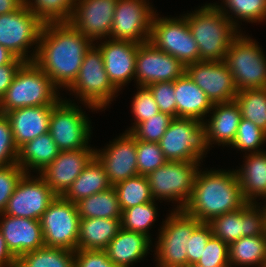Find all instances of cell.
<instances>
[{"instance_id": "6da1fadb", "label": "cell", "mask_w": 266, "mask_h": 267, "mask_svg": "<svg viewBox=\"0 0 266 267\" xmlns=\"http://www.w3.org/2000/svg\"><path fill=\"white\" fill-rule=\"evenodd\" d=\"M93 44L69 22L44 24L34 63L59 89L66 90L77 78Z\"/></svg>"}, {"instance_id": "7a4b0ae2", "label": "cell", "mask_w": 266, "mask_h": 267, "mask_svg": "<svg viewBox=\"0 0 266 267\" xmlns=\"http://www.w3.org/2000/svg\"><path fill=\"white\" fill-rule=\"evenodd\" d=\"M201 167L196 172L191 198L183 209L188 215L207 223L247 203L234 169L203 170Z\"/></svg>"}, {"instance_id": "3957f363", "label": "cell", "mask_w": 266, "mask_h": 267, "mask_svg": "<svg viewBox=\"0 0 266 267\" xmlns=\"http://www.w3.org/2000/svg\"><path fill=\"white\" fill-rule=\"evenodd\" d=\"M190 31L198 44L199 61H222L231 42L241 33L214 3L186 13Z\"/></svg>"}, {"instance_id": "277c9868", "label": "cell", "mask_w": 266, "mask_h": 267, "mask_svg": "<svg viewBox=\"0 0 266 267\" xmlns=\"http://www.w3.org/2000/svg\"><path fill=\"white\" fill-rule=\"evenodd\" d=\"M59 91L34 61L24 62L0 100V113L30 106L55 105L62 98Z\"/></svg>"}, {"instance_id": "5b68a950", "label": "cell", "mask_w": 266, "mask_h": 267, "mask_svg": "<svg viewBox=\"0 0 266 267\" xmlns=\"http://www.w3.org/2000/svg\"><path fill=\"white\" fill-rule=\"evenodd\" d=\"M78 103L87 109L99 112L106 109L118 96V90L110 82L104 68L103 56L100 49L93 44L86 52L83 63L75 81L66 89ZM115 97V98H114Z\"/></svg>"}, {"instance_id": "8992f818", "label": "cell", "mask_w": 266, "mask_h": 267, "mask_svg": "<svg viewBox=\"0 0 266 267\" xmlns=\"http://www.w3.org/2000/svg\"><path fill=\"white\" fill-rule=\"evenodd\" d=\"M223 61L238 91L266 88V55L250 36L241 32L231 42Z\"/></svg>"}, {"instance_id": "52a82bcc", "label": "cell", "mask_w": 266, "mask_h": 267, "mask_svg": "<svg viewBox=\"0 0 266 267\" xmlns=\"http://www.w3.org/2000/svg\"><path fill=\"white\" fill-rule=\"evenodd\" d=\"M201 223L184 210L172 209L158 229L153 250L156 263L162 266L188 267V239Z\"/></svg>"}, {"instance_id": "ba28073f", "label": "cell", "mask_w": 266, "mask_h": 267, "mask_svg": "<svg viewBox=\"0 0 266 267\" xmlns=\"http://www.w3.org/2000/svg\"><path fill=\"white\" fill-rule=\"evenodd\" d=\"M43 26L44 23L23 4L13 12L0 15V45L16 58L33 62Z\"/></svg>"}, {"instance_id": "9c48e42d", "label": "cell", "mask_w": 266, "mask_h": 267, "mask_svg": "<svg viewBox=\"0 0 266 267\" xmlns=\"http://www.w3.org/2000/svg\"><path fill=\"white\" fill-rule=\"evenodd\" d=\"M168 161L203 162L210 150L203 122L190 118H173L159 141Z\"/></svg>"}, {"instance_id": "30bf717a", "label": "cell", "mask_w": 266, "mask_h": 267, "mask_svg": "<svg viewBox=\"0 0 266 267\" xmlns=\"http://www.w3.org/2000/svg\"><path fill=\"white\" fill-rule=\"evenodd\" d=\"M201 162L167 161L147 175L154 200L172 201L173 210H183L189 202L196 172Z\"/></svg>"}, {"instance_id": "8fae6325", "label": "cell", "mask_w": 266, "mask_h": 267, "mask_svg": "<svg viewBox=\"0 0 266 267\" xmlns=\"http://www.w3.org/2000/svg\"><path fill=\"white\" fill-rule=\"evenodd\" d=\"M71 99L61 98L53 107L49 132L60 151L88 148L92 135L91 121L84 109ZM82 109V110H81Z\"/></svg>"}, {"instance_id": "7c38bea8", "label": "cell", "mask_w": 266, "mask_h": 267, "mask_svg": "<svg viewBox=\"0 0 266 267\" xmlns=\"http://www.w3.org/2000/svg\"><path fill=\"white\" fill-rule=\"evenodd\" d=\"M158 15H160L158 12L154 14L149 41L157 49L177 58L185 66L198 62V44L190 31L186 15L177 17Z\"/></svg>"}, {"instance_id": "4fadbf2b", "label": "cell", "mask_w": 266, "mask_h": 267, "mask_svg": "<svg viewBox=\"0 0 266 267\" xmlns=\"http://www.w3.org/2000/svg\"><path fill=\"white\" fill-rule=\"evenodd\" d=\"M80 216L76 204L56 196L40 218L44 246L77 250Z\"/></svg>"}, {"instance_id": "5bb4252c", "label": "cell", "mask_w": 266, "mask_h": 267, "mask_svg": "<svg viewBox=\"0 0 266 267\" xmlns=\"http://www.w3.org/2000/svg\"><path fill=\"white\" fill-rule=\"evenodd\" d=\"M262 203H246L236 211L212 218L207 222L212 235L229 245L243 236L266 234V208Z\"/></svg>"}, {"instance_id": "9a60e30c", "label": "cell", "mask_w": 266, "mask_h": 267, "mask_svg": "<svg viewBox=\"0 0 266 267\" xmlns=\"http://www.w3.org/2000/svg\"><path fill=\"white\" fill-rule=\"evenodd\" d=\"M149 0H117L111 33L108 38L149 41L151 23L157 12Z\"/></svg>"}, {"instance_id": "2e32d148", "label": "cell", "mask_w": 266, "mask_h": 267, "mask_svg": "<svg viewBox=\"0 0 266 267\" xmlns=\"http://www.w3.org/2000/svg\"><path fill=\"white\" fill-rule=\"evenodd\" d=\"M56 196L39 174L33 176L25 173L9 198L3 214L40 220Z\"/></svg>"}, {"instance_id": "e0dca14e", "label": "cell", "mask_w": 266, "mask_h": 267, "mask_svg": "<svg viewBox=\"0 0 266 267\" xmlns=\"http://www.w3.org/2000/svg\"><path fill=\"white\" fill-rule=\"evenodd\" d=\"M185 72L186 66L181 61L157 49L150 41L139 44L134 78L137 86L175 81Z\"/></svg>"}, {"instance_id": "ac0fdd59", "label": "cell", "mask_w": 266, "mask_h": 267, "mask_svg": "<svg viewBox=\"0 0 266 267\" xmlns=\"http://www.w3.org/2000/svg\"><path fill=\"white\" fill-rule=\"evenodd\" d=\"M100 149L95 148V157L104 166L112 186L138 175L136 139L130 132L124 131Z\"/></svg>"}, {"instance_id": "d6986e66", "label": "cell", "mask_w": 266, "mask_h": 267, "mask_svg": "<svg viewBox=\"0 0 266 267\" xmlns=\"http://www.w3.org/2000/svg\"><path fill=\"white\" fill-rule=\"evenodd\" d=\"M189 78L214 103L233 101L238 90L231 71L224 61H198L186 65Z\"/></svg>"}, {"instance_id": "ffe728a7", "label": "cell", "mask_w": 266, "mask_h": 267, "mask_svg": "<svg viewBox=\"0 0 266 267\" xmlns=\"http://www.w3.org/2000/svg\"><path fill=\"white\" fill-rule=\"evenodd\" d=\"M99 41L94 44L102 53L110 82L120 92L135 78L136 56L140 43L111 38Z\"/></svg>"}, {"instance_id": "44dd1931", "label": "cell", "mask_w": 266, "mask_h": 267, "mask_svg": "<svg viewBox=\"0 0 266 267\" xmlns=\"http://www.w3.org/2000/svg\"><path fill=\"white\" fill-rule=\"evenodd\" d=\"M117 0H76L69 23L93 42L110 36Z\"/></svg>"}, {"instance_id": "7402d4cb", "label": "cell", "mask_w": 266, "mask_h": 267, "mask_svg": "<svg viewBox=\"0 0 266 267\" xmlns=\"http://www.w3.org/2000/svg\"><path fill=\"white\" fill-rule=\"evenodd\" d=\"M94 157L95 147L91 146L73 151H60L38 174L57 196H62Z\"/></svg>"}, {"instance_id": "603a6c76", "label": "cell", "mask_w": 266, "mask_h": 267, "mask_svg": "<svg viewBox=\"0 0 266 267\" xmlns=\"http://www.w3.org/2000/svg\"><path fill=\"white\" fill-rule=\"evenodd\" d=\"M0 230L8 249L16 258L44 246L40 220L1 213Z\"/></svg>"}, {"instance_id": "cb8c5ba5", "label": "cell", "mask_w": 266, "mask_h": 267, "mask_svg": "<svg viewBox=\"0 0 266 267\" xmlns=\"http://www.w3.org/2000/svg\"><path fill=\"white\" fill-rule=\"evenodd\" d=\"M210 117L204 120L206 140L209 149L213 144L221 147H230L236 138L238 126L242 118L240 108L235 100L214 103Z\"/></svg>"}, {"instance_id": "d4e9b609", "label": "cell", "mask_w": 266, "mask_h": 267, "mask_svg": "<svg viewBox=\"0 0 266 267\" xmlns=\"http://www.w3.org/2000/svg\"><path fill=\"white\" fill-rule=\"evenodd\" d=\"M53 107L54 105L30 106L18 108L5 114L10 121L17 148L49 132Z\"/></svg>"}, {"instance_id": "484cf974", "label": "cell", "mask_w": 266, "mask_h": 267, "mask_svg": "<svg viewBox=\"0 0 266 267\" xmlns=\"http://www.w3.org/2000/svg\"><path fill=\"white\" fill-rule=\"evenodd\" d=\"M152 245V240L145 234L121 228L105 251L117 267H131L146 258L149 251L153 252Z\"/></svg>"}, {"instance_id": "4316f807", "label": "cell", "mask_w": 266, "mask_h": 267, "mask_svg": "<svg viewBox=\"0 0 266 267\" xmlns=\"http://www.w3.org/2000/svg\"><path fill=\"white\" fill-rule=\"evenodd\" d=\"M174 89L176 117L204 122L213 107L205 92L186 73L174 81Z\"/></svg>"}, {"instance_id": "83f0119b", "label": "cell", "mask_w": 266, "mask_h": 267, "mask_svg": "<svg viewBox=\"0 0 266 267\" xmlns=\"http://www.w3.org/2000/svg\"><path fill=\"white\" fill-rule=\"evenodd\" d=\"M241 167L234 169L247 203L266 200V151L248 153L243 156ZM258 198V199H257ZM257 199V200H256Z\"/></svg>"}, {"instance_id": "f1b7e54d", "label": "cell", "mask_w": 266, "mask_h": 267, "mask_svg": "<svg viewBox=\"0 0 266 267\" xmlns=\"http://www.w3.org/2000/svg\"><path fill=\"white\" fill-rule=\"evenodd\" d=\"M60 153V149L51 137L44 133L18 148L17 164L25 173L38 174L49 165Z\"/></svg>"}, {"instance_id": "f546056e", "label": "cell", "mask_w": 266, "mask_h": 267, "mask_svg": "<svg viewBox=\"0 0 266 267\" xmlns=\"http://www.w3.org/2000/svg\"><path fill=\"white\" fill-rule=\"evenodd\" d=\"M121 229V219L81 218L77 249L105 250Z\"/></svg>"}, {"instance_id": "4dcf8cb0", "label": "cell", "mask_w": 266, "mask_h": 267, "mask_svg": "<svg viewBox=\"0 0 266 267\" xmlns=\"http://www.w3.org/2000/svg\"><path fill=\"white\" fill-rule=\"evenodd\" d=\"M104 166L94 157L62 197L73 203L111 188Z\"/></svg>"}, {"instance_id": "1f68e13d", "label": "cell", "mask_w": 266, "mask_h": 267, "mask_svg": "<svg viewBox=\"0 0 266 267\" xmlns=\"http://www.w3.org/2000/svg\"><path fill=\"white\" fill-rule=\"evenodd\" d=\"M228 251L230 267H266V234L243 236Z\"/></svg>"}, {"instance_id": "d6a6232c", "label": "cell", "mask_w": 266, "mask_h": 267, "mask_svg": "<svg viewBox=\"0 0 266 267\" xmlns=\"http://www.w3.org/2000/svg\"><path fill=\"white\" fill-rule=\"evenodd\" d=\"M80 218L121 219L122 210L113 186L75 203Z\"/></svg>"}, {"instance_id": "836d02e7", "label": "cell", "mask_w": 266, "mask_h": 267, "mask_svg": "<svg viewBox=\"0 0 266 267\" xmlns=\"http://www.w3.org/2000/svg\"><path fill=\"white\" fill-rule=\"evenodd\" d=\"M214 5L240 32L242 20L253 24L266 22V0H221V4L214 2Z\"/></svg>"}, {"instance_id": "e575fe53", "label": "cell", "mask_w": 266, "mask_h": 267, "mask_svg": "<svg viewBox=\"0 0 266 267\" xmlns=\"http://www.w3.org/2000/svg\"><path fill=\"white\" fill-rule=\"evenodd\" d=\"M16 267H74V251L43 246L19 256Z\"/></svg>"}, {"instance_id": "d590c367", "label": "cell", "mask_w": 266, "mask_h": 267, "mask_svg": "<svg viewBox=\"0 0 266 267\" xmlns=\"http://www.w3.org/2000/svg\"><path fill=\"white\" fill-rule=\"evenodd\" d=\"M121 210L154 201L146 176L136 175L113 186Z\"/></svg>"}, {"instance_id": "8d00e7d4", "label": "cell", "mask_w": 266, "mask_h": 267, "mask_svg": "<svg viewBox=\"0 0 266 267\" xmlns=\"http://www.w3.org/2000/svg\"><path fill=\"white\" fill-rule=\"evenodd\" d=\"M234 100L240 108L242 118L266 132V88L238 91Z\"/></svg>"}, {"instance_id": "74e56055", "label": "cell", "mask_w": 266, "mask_h": 267, "mask_svg": "<svg viewBox=\"0 0 266 267\" xmlns=\"http://www.w3.org/2000/svg\"><path fill=\"white\" fill-rule=\"evenodd\" d=\"M76 0H24V4L44 23H68Z\"/></svg>"}, {"instance_id": "f35d334b", "label": "cell", "mask_w": 266, "mask_h": 267, "mask_svg": "<svg viewBox=\"0 0 266 267\" xmlns=\"http://www.w3.org/2000/svg\"><path fill=\"white\" fill-rule=\"evenodd\" d=\"M156 200L150 201L146 204L136 205L122 211L121 228L145 234L151 240V226L157 221L158 207H156Z\"/></svg>"}, {"instance_id": "ab89813d", "label": "cell", "mask_w": 266, "mask_h": 267, "mask_svg": "<svg viewBox=\"0 0 266 267\" xmlns=\"http://www.w3.org/2000/svg\"><path fill=\"white\" fill-rule=\"evenodd\" d=\"M265 142L266 132L253 122L241 118L236 138L230 147L245 154L259 153L264 151L260 147H263L261 145H265Z\"/></svg>"}, {"instance_id": "60d3db41", "label": "cell", "mask_w": 266, "mask_h": 267, "mask_svg": "<svg viewBox=\"0 0 266 267\" xmlns=\"http://www.w3.org/2000/svg\"><path fill=\"white\" fill-rule=\"evenodd\" d=\"M138 174L147 176L168 160L165 158L159 143L136 140Z\"/></svg>"}, {"instance_id": "b9f144b4", "label": "cell", "mask_w": 266, "mask_h": 267, "mask_svg": "<svg viewBox=\"0 0 266 267\" xmlns=\"http://www.w3.org/2000/svg\"><path fill=\"white\" fill-rule=\"evenodd\" d=\"M137 92L131 100V113L134 116V123L128 129L125 130L130 132L137 124L146 121L147 119L153 118L160 112L157 103L155 102L154 96L147 86H136Z\"/></svg>"}, {"instance_id": "7bdbcfd3", "label": "cell", "mask_w": 266, "mask_h": 267, "mask_svg": "<svg viewBox=\"0 0 266 267\" xmlns=\"http://www.w3.org/2000/svg\"><path fill=\"white\" fill-rule=\"evenodd\" d=\"M173 117L159 112L153 118L137 124L130 133L136 140L159 143Z\"/></svg>"}, {"instance_id": "ee69618b", "label": "cell", "mask_w": 266, "mask_h": 267, "mask_svg": "<svg viewBox=\"0 0 266 267\" xmlns=\"http://www.w3.org/2000/svg\"><path fill=\"white\" fill-rule=\"evenodd\" d=\"M228 248V244L212 236L196 264L203 267H230Z\"/></svg>"}, {"instance_id": "f6af8a7d", "label": "cell", "mask_w": 266, "mask_h": 267, "mask_svg": "<svg viewBox=\"0 0 266 267\" xmlns=\"http://www.w3.org/2000/svg\"><path fill=\"white\" fill-rule=\"evenodd\" d=\"M24 174L17 163L0 167V214L5 210L9 198Z\"/></svg>"}, {"instance_id": "bcb514c9", "label": "cell", "mask_w": 266, "mask_h": 267, "mask_svg": "<svg viewBox=\"0 0 266 267\" xmlns=\"http://www.w3.org/2000/svg\"><path fill=\"white\" fill-rule=\"evenodd\" d=\"M18 148L13 139L10 121L0 113V167L17 163Z\"/></svg>"}, {"instance_id": "7dc6e473", "label": "cell", "mask_w": 266, "mask_h": 267, "mask_svg": "<svg viewBox=\"0 0 266 267\" xmlns=\"http://www.w3.org/2000/svg\"><path fill=\"white\" fill-rule=\"evenodd\" d=\"M154 96L160 112L176 118L174 81L156 82L147 86Z\"/></svg>"}, {"instance_id": "c3c4849f", "label": "cell", "mask_w": 266, "mask_h": 267, "mask_svg": "<svg viewBox=\"0 0 266 267\" xmlns=\"http://www.w3.org/2000/svg\"><path fill=\"white\" fill-rule=\"evenodd\" d=\"M212 230L207 223H201L191 234L186 247L188 266L195 264L202 257L203 249L212 237Z\"/></svg>"}, {"instance_id": "681fc988", "label": "cell", "mask_w": 266, "mask_h": 267, "mask_svg": "<svg viewBox=\"0 0 266 267\" xmlns=\"http://www.w3.org/2000/svg\"><path fill=\"white\" fill-rule=\"evenodd\" d=\"M74 267H117L105 250H81L74 252Z\"/></svg>"}, {"instance_id": "f907efd6", "label": "cell", "mask_w": 266, "mask_h": 267, "mask_svg": "<svg viewBox=\"0 0 266 267\" xmlns=\"http://www.w3.org/2000/svg\"><path fill=\"white\" fill-rule=\"evenodd\" d=\"M23 63V60L16 58L11 64L0 66V100L11 85L15 73Z\"/></svg>"}, {"instance_id": "816d5d0a", "label": "cell", "mask_w": 266, "mask_h": 267, "mask_svg": "<svg viewBox=\"0 0 266 267\" xmlns=\"http://www.w3.org/2000/svg\"><path fill=\"white\" fill-rule=\"evenodd\" d=\"M17 258L10 252L0 230V267H16Z\"/></svg>"}, {"instance_id": "f5cc1de1", "label": "cell", "mask_w": 266, "mask_h": 267, "mask_svg": "<svg viewBox=\"0 0 266 267\" xmlns=\"http://www.w3.org/2000/svg\"><path fill=\"white\" fill-rule=\"evenodd\" d=\"M23 4L24 0H0V15L13 12Z\"/></svg>"}, {"instance_id": "db71d44e", "label": "cell", "mask_w": 266, "mask_h": 267, "mask_svg": "<svg viewBox=\"0 0 266 267\" xmlns=\"http://www.w3.org/2000/svg\"><path fill=\"white\" fill-rule=\"evenodd\" d=\"M16 57L5 47L0 45V66L11 64Z\"/></svg>"}, {"instance_id": "11a10c76", "label": "cell", "mask_w": 266, "mask_h": 267, "mask_svg": "<svg viewBox=\"0 0 266 267\" xmlns=\"http://www.w3.org/2000/svg\"><path fill=\"white\" fill-rule=\"evenodd\" d=\"M155 266L156 267H179V266H162V265H159V264H156Z\"/></svg>"}, {"instance_id": "9f6ffc18", "label": "cell", "mask_w": 266, "mask_h": 267, "mask_svg": "<svg viewBox=\"0 0 266 267\" xmlns=\"http://www.w3.org/2000/svg\"><path fill=\"white\" fill-rule=\"evenodd\" d=\"M188 267H203V266H200V265H198V264H192V265H190V266H188Z\"/></svg>"}]
</instances>
